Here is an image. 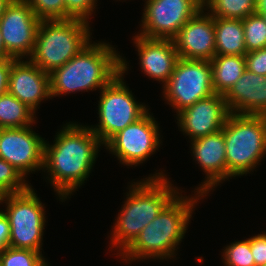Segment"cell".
<instances>
[{
	"mask_svg": "<svg viewBox=\"0 0 266 266\" xmlns=\"http://www.w3.org/2000/svg\"><path fill=\"white\" fill-rule=\"evenodd\" d=\"M0 261L2 266H48L41 252L10 246L0 252Z\"/></svg>",
	"mask_w": 266,
	"mask_h": 266,
	"instance_id": "cb8c5ba5",
	"label": "cell"
},
{
	"mask_svg": "<svg viewBox=\"0 0 266 266\" xmlns=\"http://www.w3.org/2000/svg\"><path fill=\"white\" fill-rule=\"evenodd\" d=\"M222 253L225 266H255L251 253V237L232 242Z\"/></svg>",
	"mask_w": 266,
	"mask_h": 266,
	"instance_id": "484cf974",
	"label": "cell"
},
{
	"mask_svg": "<svg viewBox=\"0 0 266 266\" xmlns=\"http://www.w3.org/2000/svg\"><path fill=\"white\" fill-rule=\"evenodd\" d=\"M9 59H12V58L6 52V49L4 47V42H3V39H2V34H1V31H0V62L6 61V60H9Z\"/></svg>",
	"mask_w": 266,
	"mask_h": 266,
	"instance_id": "836d02e7",
	"label": "cell"
},
{
	"mask_svg": "<svg viewBox=\"0 0 266 266\" xmlns=\"http://www.w3.org/2000/svg\"><path fill=\"white\" fill-rule=\"evenodd\" d=\"M115 49L104 41H91L49 74L51 97L104 88L121 72V56Z\"/></svg>",
	"mask_w": 266,
	"mask_h": 266,
	"instance_id": "277c9868",
	"label": "cell"
},
{
	"mask_svg": "<svg viewBox=\"0 0 266 266\" xmlns=\"http://www.w3.org/2000/svg\"><path fill=\"white\" fill-rule=\"evenodd\" d=\"M8 92L36 112L42 100L51 98L49 74L27 58H12Z\"/></svg>",
	"mask_w": 266,
	"mask_h": 266,
	"instance_id": "2e32d148",
	"label": "cell"
},
{
	"mask_svg": "<svg viewBox=\"0 0 266 266\" xmlns=\"http://www.w3.org/2000/svg\"><path fill=\"white\" fill-rule=\"evenodd\" d=\"M45 139L30 126L0 129V158L23 177L43 169Z\"/></svg>",
	"mask_w": 266,
	"mask_h": 266,
	"instance_id": "4fadbf2b",
	"label": "cell"
},
{
	"mask_svg": "<svg viewBox=\"0 0 266 266\" xmlns=\"http://www.w3.org/2000/svg\"><path fill=\"white\" fill-rule=\"evenodd\" d=\"M214 92L224 95L246 70L245 55H215L210 61Z\"/></svg>",
	"mask_w": 266,
	"mask_h": 266,
	"instance_id": "44dd1931",
	"label": "cell"
},
{
	"mask_svg": "<svg viewBox=\"0 0 266 266\" xmlns=\"http://www.w3.org/2000/svg\"><path fill=\"white\" fill-rule=\"evenodd\" d=\"M40 20L65 19L64 0H24Z\"/></svg>",
	"mask_w": 266,
	"mask_h": 266,
	"instance_id": "83f0119b",
	"label": "cell"
},
{
	"mask_svg": "<svg viewBox=\"0 0 266 266\" xmlns=\"http://www.w3.org/2000/svg\"><path fill=\"white\" fill-rule=\"evenodd\" d=\"M159 124L149 110L137 121L112 136L104 146L126 166H137L160 147Z\"/></svg>",
	"mask_w": 266,
	"mask_h": 266,
	"instance_id": "30bf717a",
	"label": "cell"
},
{
	"mask_svg": "<svg viewBox=\"0 0 266 266\" xmlns=\"http://www.w3.org/2000/svg\"><path fill=\"white\" fill-rule=\"evenodd\" d=\"M194 193L195 196L187 197L179 192L118 256L125 262L174 258L185 236L195 204L199 198L205 197L196 191Z\"/></svg>",
	"mask_w": 266,
	"mask_h": 266,
	"instance_id": "7a4b0ae2",
	"label": "cell"
},
{
	"mask_svg": "<svg viewBox=\"0 0 266 266\" xmlns=\"http://www.w3.org/2000/svg\"><path fill=\"white\" fill-rule=\"evenodd\" d=\"M13 0H0V19L4 15L7 7L12 3Z\"/></svg>",
	"mask_w": 266,
	"mask_h": 266,
	"instance_id": "d590c367",
	"label": "cell"
},
{
	"mask_svg": "<svg viewBox=\"0 0 266 266\" xmlns=\"http://www.w3.org/2000/svg\"><path fill=\"white\" fill-rule=\"evenodd\" d=\"M202 3L213 17L243 20L255 13L256 0H202Z\"/></svg>",
	"mask_w": 266,
	"mask_h": 266,
	"instance_id": "603a6c76",
	"label": "cell"
},
{
	"mask_svg": "<svg viewBox=\"0 0 266 266\" xmlns=\"http://www.w3.org/2000/svg\"><path fill=\"white\" fill-rule=\"evenodd\" d=\"M0 203L6 204L3 212L10 225L8 246L42 252L45 209L32 185L23 192L0 196Z\"/></svg>",
	"mask_w": 266,
	"mask_h": 266,
	"instance_id": "ba28073f",
	"label": "cell"
},
{
	"mask_svg": "<svg viewBox=\"0 0 266 266\" xmlns=\"http://www.w3.org/2000/svg\"><path fill=\"white\" fill-rule=\"evenodd\" d=\"M191 150L196 160L206 174L205 179L195 190L205 196L214 187L227 180V162L225 154V139L223 131L191 141ZM210 190V191H209Z\"/></svg>",
	"mask_w": 266,
	"mask_h": 266,
	"instance_id": "e0dca14e",
	"label": "cell"
},
{
	"mask_svg": "<svg viewBox=\"0 0 266 266\" xmlns=\"http://www.w3.org/2000/svg\"><path fill=\"white\" fill-rule=\"evenodd\" d=\"M166 102L178 113L214 94L210 61L179 58L168 82L162 87Z\"/></svg>",
	"mask_w": 266,
	"mask_h": 266,
	"instance_id": "9c48e42d",
	"label": "cell"
},
{
	"mask_svg": "<svg viewBox=\"0 0 266 266\" xmlns=\"http://www.w3.org/2000/svg\"><path fill=\"white\" fill-rule=\"evenodd\" d=\"M242 21L247 53L266 48V22L261 15L254 13Z\"/></svg>",
	"mask_w": 266,
	"mask_h": 266,
	"instance_id": "d4e9b609",
	"label": "cell"
},
{
	"mask_svg": "<svg viewBox=\"0 0 266 266\" xmlns=\"http://www.w3.org/2000/svg\"><path fill=\"white\" fill-rule=\"evenodd\" d=\"M10 69H11V59L0 62V96L8 92Z\"/></svg>",
	"mask_w": 266,
	"mask_h": 266,
	"instance_id": "d6a6232c",
	"label": "cell"
},
{
	"mask_svg": "<svg viewBox=\"0 0 266 266\" xmlns=\"http://www.w3.org/2000/svg\"><path fill=\"white\" fill-rule=\"evenodd\" d=\"M222 131L227 180L249 174L266 156V116L230 113Z\"/></svg>",
	"mask_w": 266,
	"mask_h": 266,
	"instance_id": "8992f818",
	"label": "cell"
},
{
	"mask_svg": "<svg viewBox=\"0 0 266 266\" xmlns=\"http://www.w3.org/2000/svg\"><path fill=\"white\" fill-rule=\"evenodd\" d=\"M65 126V127H64ZM57 132L54 144L45 141L43 170L61 201L89 177L103 144L89 126L69 122ZM47 142V143H46Z\"/></svg>",
	"mask_w": 266,
	"mask_h": 266,
	"instance_id": "6da1fadb",
	"label": "cell"
},
{
	"mask_svg": "<svg viewBox=\"0 0 266 266\" xmlns=\"http://www.w3.org/2000/svg\"><path fill=\"white\" fill-rule=\"evenodd\" d=\"M161 171L151 177L133 182L126 194L117 221L110 235L111 247L119 248L121 254L163 208L177 195L179 190ZM176 188V189H175Z\"/></svg>",
	"mask_w": 266,
	"mask_h": 266,
	"instance_id": "3957f363",
	"label": "cell"
},
{
	"mask_svg": "<svg viewBox=\"0 0 266 266\" xmlns=\"http://www.w3.org/2000/svg\"><path fill=\"white\" fill-rule=\"evenodd\" d=\"M141 36L173 39L201 8L202 0H146Z\"/></svg>",
	"mask_w": 266,
	"mask_h": 266,
	"instance_id": "8fae6325",
	"label": "cell"
},
{
	"mask_svg": "<svg viewBox=\"0 0 266 266\" xmlns=\"http://www.w3.org/2000/svg\"><path fill=\"white\" fill-rule=\"evenodd\" d=\"M223 96L230 113L266 116V76L246 69Z\"/></svg>",
	"mask_w": 266,
	"mask_h": 266,
	"instance_id": "d6986e66",
	"label": "cell"
},
{
	"mask_svg": "<svg viewBox=\"0 0 266 266\" xmlns=\"http://www.w3.org/2000/svg\"><path fill=\"white\" fill-rule=\"evenodd\" d=\"M30 185L7 161L0 158V196L25 191Z\"/></svg>",
	"mask_w": 266,
	"mask_h": 266,
	"instance_id": "4316f807",
	"label": "cell"
},
{
	"mask_svg": "<svg viewBox=\"0 0 266 266\" xmlns=\"http://www.w3.org/2000/svg\"><path fill=\"white\" fill-rule=\"evenodd\" d=\"M245 62L247 70L266 76V48L246 53Z\"/></svg>",
	"mask_w": 266,
	"mask_h": 266,
	"instance_id": "f546056e",
	"label": "cell"
},
{
	"mask_svg": "<svg viewBox=\"0 0 266 266\" xmlns=\"http://www.w3.org/2000/svg\"><path fill=\"white\" fill-rule=\"evenodd\" d=\"M10 225L7 216L0 210V252L8 246Z\"/></svg>",
	"mask_w": 266,
	"mask_h": 266,
	"instance_id": "1f68e13d",
	"label": "cell"
},
{
	"mask_svg": "<svg viewBox=\"0 0 266 266\" xmlns=\"http://www.w3.org/2000/svg\"><path fill=\"white\" fill-rule=\"evenodd\" d=\"M35 112L6 92L0 96V129L21 128L35 124Z\"/></svg>",
	"mask_w": 266,
	"mask_h": 266,
	"instance_id": "7402d4cb",
	"label": "cell"
},
{
	"mask_svg": "<svg viewBox=\"0 0 266 266\" xmlns=\"http://www.w3.org/2000/svg\"><path fill=\"white\" fill-rule=\"evenodd\" d=\"M251 253L255 266L266 265V232L251 237Z\"/></svg>",
	"mask_w": 266,
	"mask_h": 266,
	"instance_id": "4dcf8cb0",
	"label": "cell"
},
{
	"mask_svg": "<svg viewBox=\"0 0 266 266\" xmlns=\"http://www.w3.org/2000/svg\"><path fill=\"white\" fill-rule=\"evenodd\" d=\"M216 55H245L243 21L214 17Z\"/></svg>",
	"mask_w": 266,
	"mask_h": 266,
	"instance_id": "ffe728a7",
	"label": "cell"
},
{
	"mask_svg": "<svg viewBox=\"0 0 266 266\" xmlns=\"http://www.w3.org/2000/svg\"><path fill=\"white\" fill-rule=\"evenodd\" d=\"M201 8L172 39L180 58L211 61L216 55L214 17Z\"/></svg>",
	"mask_w": 266,
	"mask_h": 266,
	"instance_id": "9a60e30c",
	"label": "cell"
},
{
	"mask_svg": "<svg viewBox=\"0 0 266 266\" xmlns=\"http://www.w3.org/2000/svg\"><path fill=\"white\" fill-rule=\"evenodd\" d=\"M134 44L138 51L142 72L150 78L163 83L171 77L179 54L172 39L147 38L136 35Z\"/></svg>",
	"mask_w": 266,
	"mask_h": 266,
	"instance_id": "ac0fdd59",
	"label": "cell"
},
{
	"mask_svg": "<svg viewBox=\"0 0 266 266\" xmlns=\"http://www.w3.org/2000/svg\"><path fill=\"white\" fill-rule=\"evenodd\" d=\"M258 15H261V17L264 19V21L266 22V12H255Z\"/></svg>",
	"mask_w": 266,
	"mask_h": 266,
	"instance_id": "8d00e7d4",
	"label": "cell"
},
{
	"mask_svg": "<svg viewBox=\"0 0 266 266\" xmlns=\"http://www.w3.org/2000/svg\"><path fill=\"white\" fill-rule=\"evenodd\" d=\"M229 114L224 96L214 93L181 110L176 116L180 131L192 141L222 130Z\"/></svg>",
	"mask_w": 266,
	"mask_h": 266,
	"instance_id": "5bb4252c",
	"label": "cell"
},
{
	"mask_svg": "<svg viewBox=\"0 0 266 266\" xmlns=\"http://www.w3.org/2000/svg\"><path fill=\"white\" fill-rule=\"evenodd\" d=\"M255 12H266V0H256Z\"/></svg>",
	"mask_w": 266,
	"mask_h": 266,
	"instance_id": "e575fe53",
	"label": "cell"
},
{
	"mask_svg": "<svg viewBox=\"0 0 266 266\" xmlns=\"http://www.w3.org/2000/svg\"><path fill=\"white\" fill-rule=\"evenodd\" d=\"M65 19H77L88 22L89 16L97 6V0H64Z\"/></svg>",
	"mask_w": 266,
	"mask_h": 266,
	"instance_id": "f1b7e54d",
	"label": "cell"
},
{
	"mask_svg": "<svg viewBox=\"0 0 266 266\" xmlns=\"http://www.w3.org/2000/svg\"><path fill=\"white\" fill-rule=\"evenodd\" d=\"M121 56V72L100 92L98 104L99 124L89 126L104 145L112 136L140 119L147 107L138 103L123 81L129 65Z\"/></svg>",
	"mask_w": 266,
	"mask_h": 266,
	"instance_id": "52a82bcc",
	"label": "cell"
},
{
	"mask_svg": "<svg viewBox=\"0 0 266 266\" xmlns=\"http://www.w3.org/2000/svg\"><path fill=\"white\" fill-rule=\"evenodd\" d=\"M89 29V22L77 19L41 20L33 52L27 58L50 74L91 42Z\"/></svg>",
	"mask_w": 266,
	"mask_h": 266,
	"instance_id": "5b68a950",
	"label": "cell"
},
{
	"mask_svg": "<svg viewBox=\"0 0 266 266\" xmlns=\"http://www.w3.org/2000/svg\"><path fill=\"white\" fill-rule=\"evenodd\" d=\"M40 21L24 0H13L7 7L0 19V31L6 52L11 58L31 56Z\"/></svg>",
	"mask_w": 266,
	"mask_h": 266,
	"instance_id": "7c38bea8",
	"label": "cell"
}]
</instances>
